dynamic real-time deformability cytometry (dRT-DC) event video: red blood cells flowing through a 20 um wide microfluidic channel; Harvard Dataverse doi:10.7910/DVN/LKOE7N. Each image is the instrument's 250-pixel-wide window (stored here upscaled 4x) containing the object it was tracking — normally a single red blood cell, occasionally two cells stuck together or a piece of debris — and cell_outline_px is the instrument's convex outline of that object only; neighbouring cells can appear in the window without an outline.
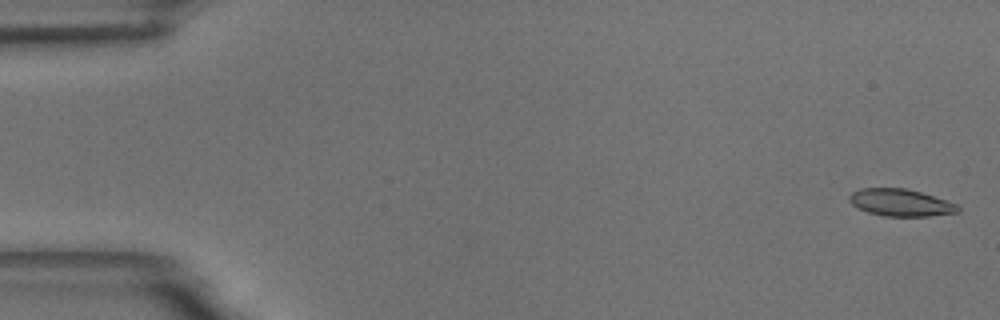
{"species": "common noctule bat (a hibernating species)", "species_latin": "Nyctalus noctula", "temperature_condition": "room temperature", "stored_images_in_passage": 34, "camera_frame_rate_fps": 3000, "um_per_image_px": 0.085, "animal": {"sex": "male", "body_mass_g": 18.8}, "frame": {"image": 1, "passage_image": 2, "time_ms": 0.333, "image_size_px": [1000, 320], "cell_outline_px": [[960, 212], [928, 216], [884, 216], [868, 212], [852, 204], [848, 200], [848, 196], [852, 192], [860, 188], [904, 188], [920, 192], [956, 204], [960, 208]], "centroid_in_image_um": [76.52, 17.22], "position_along_channel_um": 8.5, "area_um2": 16.99}}
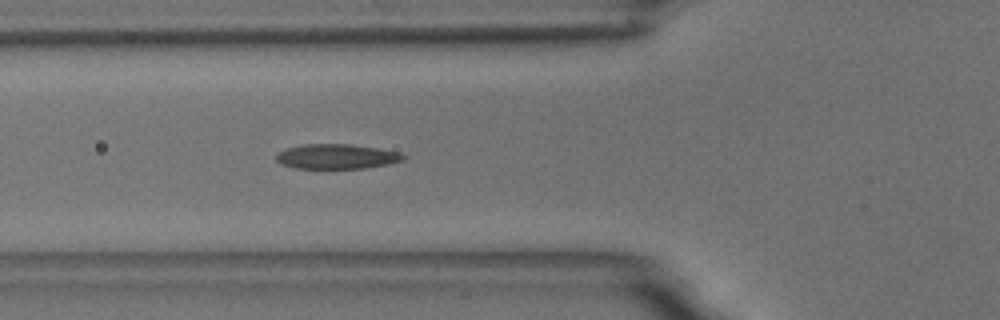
{"frame": {"image": 2, "passage_image": 21, "time_ms": 6.667, "image_size_px": [1000, 320], "cell_outline_px": [[408, 156], [404, 160], [388, 164], [364, 168], [296, 168], [280, 164], [276, 160], [276, 156], [280, 152], [288, 148], [304, 144], [348, 144], [376, 148], [400, 152]], "centroid_in_image_um": [28.65, 13.3], "position_along_channel_um": 97.2, "area_um2": 18.26}}
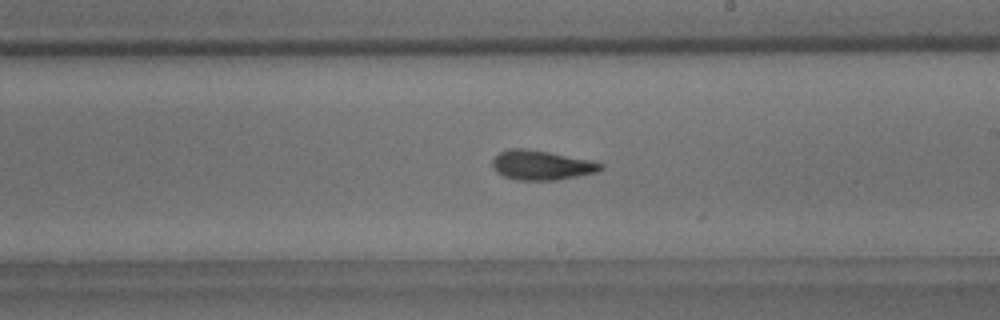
{"frame": {"image": 3, "passage_image": 33, "time_ms": 10.667, "image_size_px": [1000, 320], "cell_outline_px": [[604, 168], [596, 172], [556, 180], [516, 180], [504, 176], [496, 172], [492, 168], [492, 160], [500, 152], [512, 148], [524, 148], [548, 152], [592, 160], [604, 164]], "centroid_in_image_um": [46.02, 14.04], "position_along_channel_um": 243.0, "area_um2": 18.61}}